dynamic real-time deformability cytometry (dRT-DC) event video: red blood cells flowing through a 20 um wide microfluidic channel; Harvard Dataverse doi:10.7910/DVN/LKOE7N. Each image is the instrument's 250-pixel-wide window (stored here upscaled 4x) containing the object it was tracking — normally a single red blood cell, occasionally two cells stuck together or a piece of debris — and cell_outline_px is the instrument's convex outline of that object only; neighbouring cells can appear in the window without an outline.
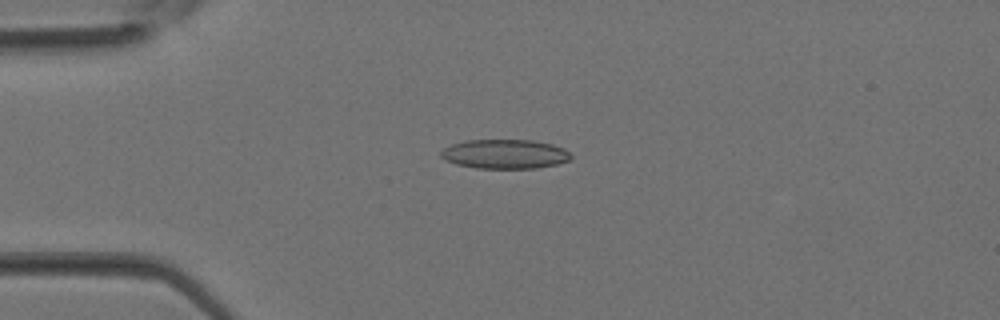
{"species": "Egyptian fruit bat (a non-hibernating species)", "species_latin": "Rousettus aegyptiacus", "temperature_condition": "room temperature", "stored_images_in_passage": 36, "camera_frame_rate_fps": 3000, "um_per_image_px": 0.085, "animal": {"sex": "female"}, "frame": {"image": 1, "passage_image": 8, "time_ms": 2.333, "image_size_px": [1000, 320], "cell_outline_px": [[572, 156], [568, 160], [556, 164], [536, 168], [476, 168], [456, 164], [440, 156], [440, 152], [444, 148], [452, 144], [464, 140], [532, 140], [552, 144], [564, 148]], "centroid_in_image_um": [42.9, 13.09], "position_along_channel_um": 42.1, "area_um2": 22.08}}
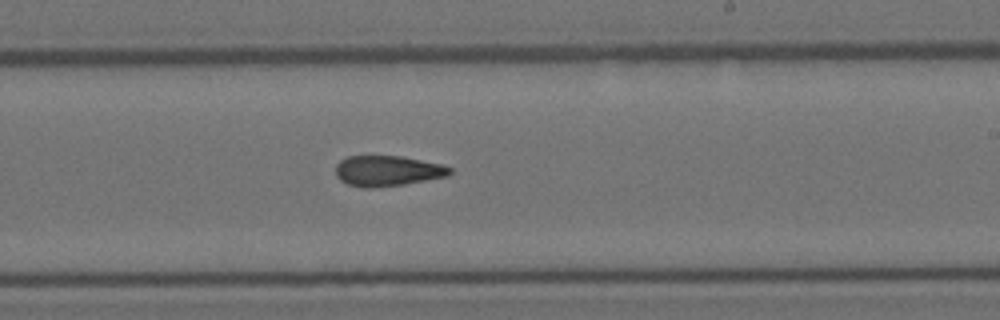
{"frame": {"image": 2, "passage_image": 21, "time_ms": 6.667, "image_size_px": [1000, 320], "cell_outline_px": [[452, 172], [448, 176], [404, 184], [372, 188], [364, 188], [348, 184], [340, 180], [336, 176], [336, 164], [340, 160], [348, 156], [400, 156], [440, 164], [452, 168]], "centroid_in_image_um": [32.91, 14.53], "position_along_channel_um": 256.1, "area_um2": 20.23}}
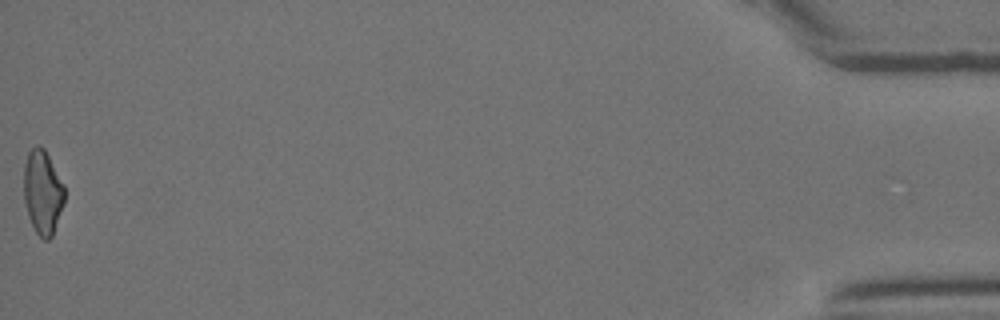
{"frame": {"image": 3, "passage_image": 36, "time_ms": 11.667, "image_size_px": [1000, 320], "cell_outline_px": [[64, 204], [52, 236], [48, 240], [44, 240], [36, 232], [28, 216], [24, 200], [24, 164], [28, 152], [36, 144], [40, 144], [44, 148], [64, 184]], "centroid_in_image_um": [3.62, 16.31], "position_along_channel_um": 431.6, "area_um2": 20.0}}